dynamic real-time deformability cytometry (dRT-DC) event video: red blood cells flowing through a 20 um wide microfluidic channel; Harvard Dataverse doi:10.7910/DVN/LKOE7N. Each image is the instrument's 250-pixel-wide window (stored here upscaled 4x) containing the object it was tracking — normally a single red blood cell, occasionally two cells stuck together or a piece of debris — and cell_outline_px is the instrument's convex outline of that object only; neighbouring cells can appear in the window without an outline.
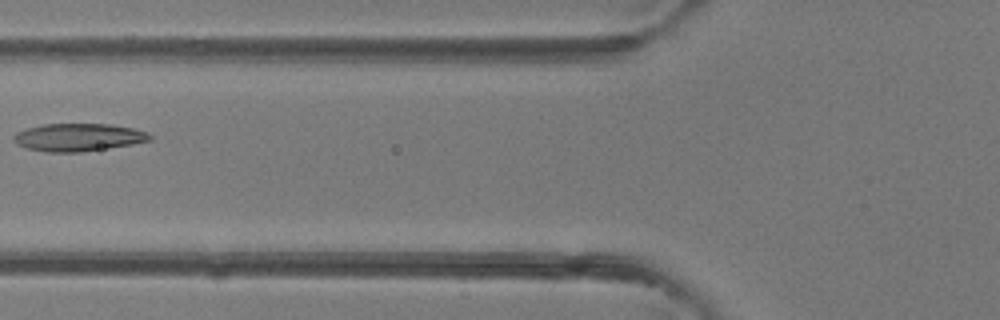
{"species": "common noctule bat (a hibernating species)", "species_latin": "Nyctalus noctula", "temperature_condition": "room temperature", "stored_images_in_passage": 2, "camera_frame_rate_fps": 3000, "um_per_image_px": 0.085, "animal": {"sex": "female"}, "frame": {"image": 1, "passage_image": 2, "time_ms": 1.0, "image_size_px": [1000, 320], "cell_outline_px": [[152, 140], [132, 144], [108, 148], [80, 152], [48, 152], [28, 148], [16, 144], [12, 140], [12, 136], [16, 132], [24, 128], [44, 124], [112, 124], [132, 128], [148, 132], [152, 136]], "centroid_in_image_um": [6.63, 11.66], "position_along_channel_um": 119.2, "area_um2": 22.14}}